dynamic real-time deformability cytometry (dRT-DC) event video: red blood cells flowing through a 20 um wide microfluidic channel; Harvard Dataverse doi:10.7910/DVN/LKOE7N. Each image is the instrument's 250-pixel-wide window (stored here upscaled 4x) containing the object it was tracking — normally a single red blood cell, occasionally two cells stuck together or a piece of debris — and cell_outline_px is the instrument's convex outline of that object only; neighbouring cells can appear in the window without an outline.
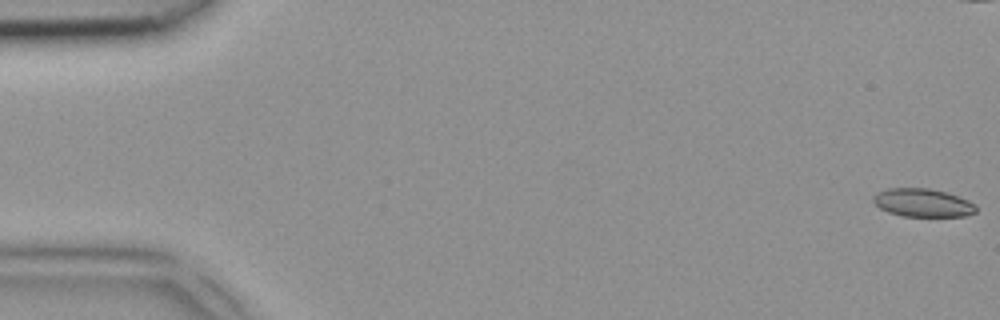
{"species": "common noctule bat (a hibernating species)", "species_latin": "Nyctalus noctula", "temperature_condition": "room temperature", "stored_images_in_passage": 10, "camera_frame_rate_fps": 3000, "um_per_image_px": 0.085, "animal": {"sex": "female", "body_mass_g": 18.4}, "frame": {"image": 1, "passage_image": 1, "time_ms": 0.0, "image_size_px": [1000, 320], "cell_outline_px": [[976, 212], [968, 216], [900, 216], [888, 212], [880, 208], [872, 200], [872, 196], [888, 188], [928, 188], [944, 192], [968, 200], [976, 204]], "centroid_in_image_um": [78.44, 17.24], "position_along_channel_um": 6.6, "area_um2": 16.82}}